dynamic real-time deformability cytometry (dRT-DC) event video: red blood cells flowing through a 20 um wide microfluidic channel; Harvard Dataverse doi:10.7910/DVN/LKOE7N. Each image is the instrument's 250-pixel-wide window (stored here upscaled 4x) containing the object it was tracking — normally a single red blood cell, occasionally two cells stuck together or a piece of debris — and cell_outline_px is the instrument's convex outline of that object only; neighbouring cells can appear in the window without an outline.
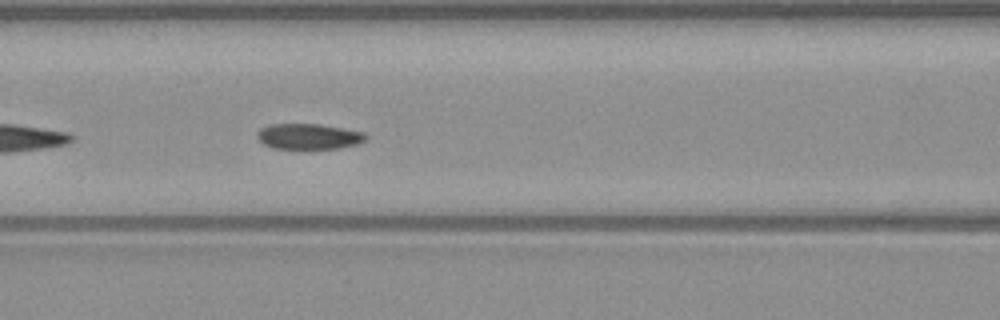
{"species": "common noctule bat (a hibernating species)", "species_latin": "Nyctalus noctula", "temperature_condition": "warm", "stored_images_in_passage": 25, "camera_frame_rate_fps": 3000, "um_per_image_px": 0.085, "animal": {"sex": "male", "body_mass_g": 23.1, "forearm_length_mm": 52.7}, "frame": {"image": 1, "passage_image": 7, "time_ms": 2.0, "image_size_px": [1000, 320], "cell_outline_px": [[368, 136], [364, 140], [356, 144], [340, 148], [272, 148], [264, 144], [256, 136], [256, 132], [260, 128], [272, 124], [320, 124], [364, 132]], "centroid_in_image_um": [26.22, 11.59], "position_along_channel_um": 140.4, "area_um2": 16.07}}
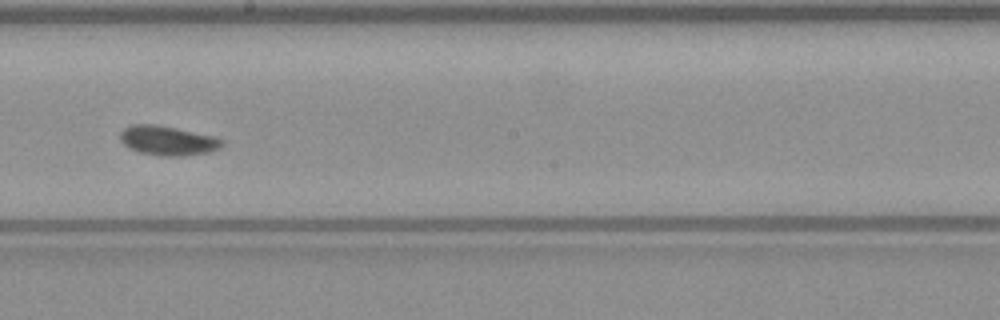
{"frame": {"image": 2, "passage_image": 14, "time_ms": 4.333, "image_size_px": [1000, 320], "cell_outline_px": [[224, 144], [220, 148], [208, 152], [184, 156], [160, 156], [140, 152], [128, 148], [120, 140], [120, 132], [128, 124], [156, 124], [216, 136], [224, 140]], "centroid_in_image_um": [14.26, 11.94], "position_along_channel_um": 233.9, "area_um2": 17.74}}
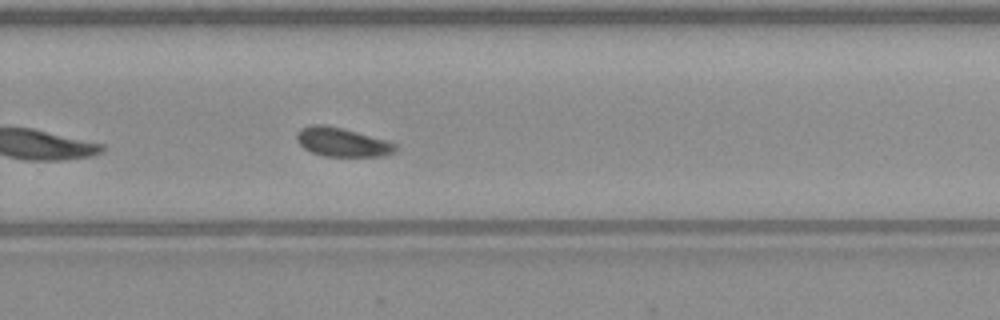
{"frame": {"image": 3, "passage_image": 19, "time_ms": 6.0, "image_size_px": [1000, 320], "cell_outline_px": [[400, 148], [396, 152], [384, 156], [324, 156], [312, 152], [304, 148], [296, 140], [296, 132], [300, 128], [312, 124], [324, 124], [388, 140], [396, 144]], "centroid_in_image_um": [29.11, 12.08], "position_along_channel_um": 300.7, "area_um2": 16.76}, "authors_computed_cell_mechanics": {"area_um2": 16.9932, "velocity_mm_per_s": 4.0192, "shape_relaxation_time_tau1_ms": null, "shape_relaxation_time_tau2_ms": 2.9635, "deformation_change_tau1": null, "deformation_change_tau2": 0.079}}